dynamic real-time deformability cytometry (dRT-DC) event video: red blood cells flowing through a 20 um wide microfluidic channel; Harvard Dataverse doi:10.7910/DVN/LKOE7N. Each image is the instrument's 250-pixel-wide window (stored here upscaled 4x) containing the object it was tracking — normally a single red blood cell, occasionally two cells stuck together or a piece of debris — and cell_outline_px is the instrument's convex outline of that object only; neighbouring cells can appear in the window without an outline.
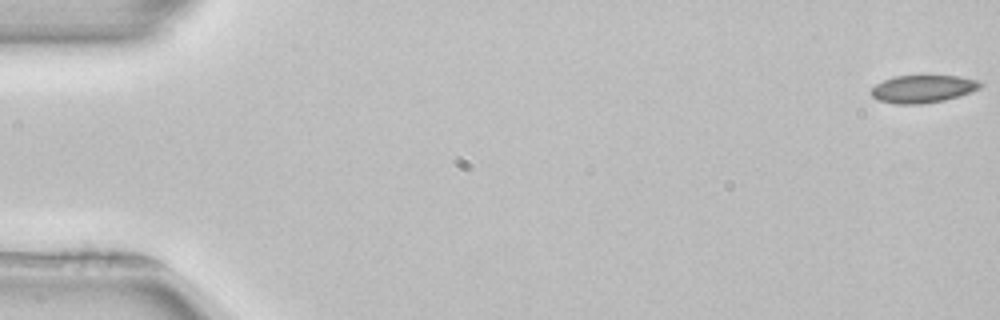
{"species": "common noctule bat (a hibernating species)", "species_latin": "Nyctalus noctula", "temperature_condition": "room temperature", "stored_images_in_passage": 15, "camera_frame_rate_fps": 3000, "um_per_image_px": 0.085, "animal": {"sex": "female", "body_mass_g": 22.7, "forearm_length_mm": 54.2}, "frame": {"image": 1, "passage_image": 1, "time_ms": 0.0, "image_size_px": [1000, 320], "cell_outline_px": [[984, 84], [980, 88], [960, 96], [944, 100], [920, 104], [896, 104], [876, 100], [868, 92], [876, 84], [884, 80], [896, 76], [956, 76], [980, 80]], "centroid_in_image_um": [78.44, 7.56], "position_along_channel_um": 6.6, "area_um2": 17.69}}